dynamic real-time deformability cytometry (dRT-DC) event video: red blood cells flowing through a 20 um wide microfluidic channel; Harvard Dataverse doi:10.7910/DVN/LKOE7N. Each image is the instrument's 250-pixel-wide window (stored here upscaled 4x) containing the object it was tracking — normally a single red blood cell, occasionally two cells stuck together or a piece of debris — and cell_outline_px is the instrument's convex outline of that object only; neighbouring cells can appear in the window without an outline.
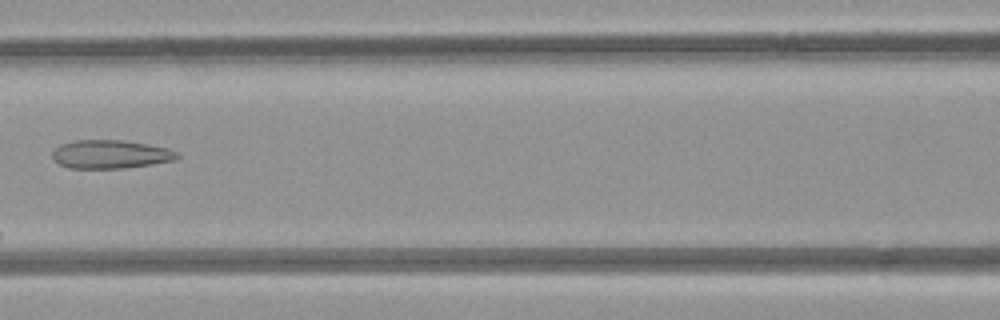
{"species": "common noctule bat (a hibernating species)", "species_latin": "Nyctalus noctula", "temperature_condition": "room temperature", "stored_images_in_passage": 4, "camera_frame_rate_fps": 3000, "um_per_image_px": 0.085, "animal": {"sex": "female", "body_mass_g": 21.9}, "frame": {"image": 1, "passage_image": 4, "time_ms": 3.333, "image_size_px": [1000, 320], "cell_outline_px": [[180, 156], [176, 160], [152, 164], [124, 168], [68, 168], [60, 164], [52, 156], [52, 152], [60, 144], [76, 140], [124, 140], [148, 144], [168, 148], [176, 152]], "centroid_in_image_um": [9.41, 13.11], "position_along_channel_um": 157.2, "area_um2": 20.69}}